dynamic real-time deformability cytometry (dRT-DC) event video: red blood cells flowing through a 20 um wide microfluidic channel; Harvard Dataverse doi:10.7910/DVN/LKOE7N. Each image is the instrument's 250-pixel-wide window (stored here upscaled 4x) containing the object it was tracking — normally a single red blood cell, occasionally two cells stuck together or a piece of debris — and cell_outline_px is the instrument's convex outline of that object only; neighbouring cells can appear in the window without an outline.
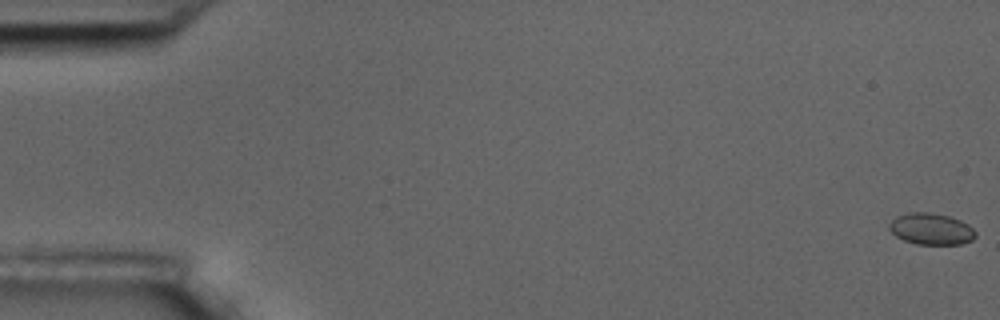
{"species": "common noctule bat (a hibernating species)", "species_latin": "Nyctalus noctula", "temperature_condition": "room temperature", "stored_images_in_passage": 5, "camera_frame_rate_fps": 3000, "um_per_image_px": 0.085, "animal": {"sex": "male", "body_mass_g": 17.5, "forearm_length_mm": 52.3}, "frame": {"image": 1, "passage_image": 1, "time_ms": 0.0, "image_size_px": [1000, 320], "cell_outline_px": [[976, 236], [972, 240], [960, 244], [916, 244], [904, 240], [896, 236], [888, 228], [888, 224], [896, 216], [908, 212], [928, 212], [948, 216], [960, 220], [968, 224], [976, 232]], "centroid_in_image_um": [79.13, 19.45], "position_along_channel_um": 5.9, "area_um2": 15.84}}
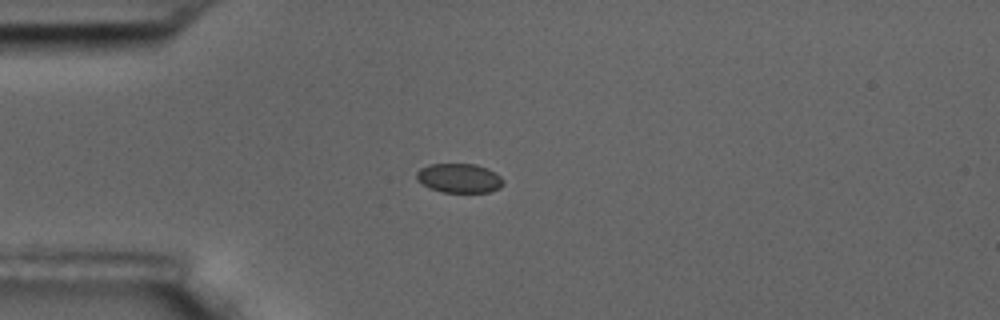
{"frame": {"image": 2, "passage_image": 5, "time_ms": 5.0, "image_size_px": [1000, 320], "cell_outline_px": [[504, 184], [500, 188], [488, 192], [444, 192], [428, 188], [416, 180], [416, 172], [420, 168], [432, 164], [476, 164], [488, 168], [496, 172], [504, 180]], "centroid_in_image_um": [39.04, 15.14], "position_along_channel_um": 46.0, "area_um2": 14.97}}